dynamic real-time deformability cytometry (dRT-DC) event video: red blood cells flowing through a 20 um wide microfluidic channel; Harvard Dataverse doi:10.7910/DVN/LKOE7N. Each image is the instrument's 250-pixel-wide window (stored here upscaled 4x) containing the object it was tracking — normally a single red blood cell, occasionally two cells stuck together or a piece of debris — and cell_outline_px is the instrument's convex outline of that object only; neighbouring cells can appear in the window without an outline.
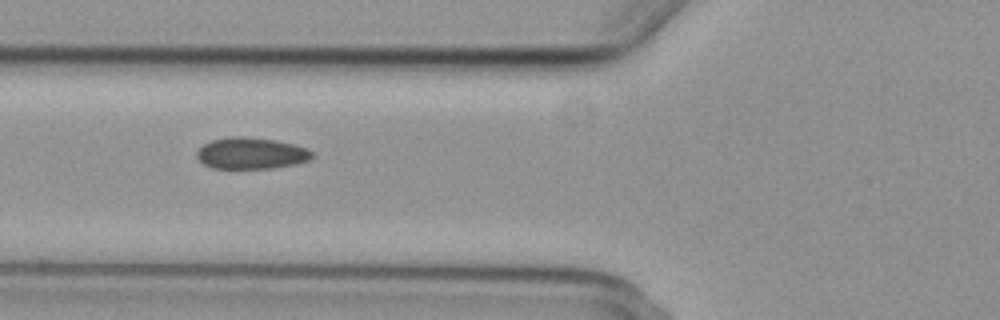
{"species": "common noctule bat (a hibernating species)", "species_latin": "Nyctalus noctula", "temperature_condition": "cold", "stored_images_in_passage": 9, "camera_frame_rate_fps": 3000, "um_per_image_px": 0.085, "animal": {"sex": "female", "body_mass_g": 29.2, "forearm_length_mm": 56.3}, "frame": {"image": 1, "passage_image": 6, "time_ms": 6.667, "image_size_px": [1000, 320], "cell_outline_px": [[312, 156], [308, 160], [296, 164], [272, 168], [212, 168], [204, 164], [196, 156], [196, 152], [204, 144], [212, 140], [232, 136], [244, 136], [276, 140], [308, 148], [312, 152]], "centroid_in_image_um": [21.34, 13.02], "position_along_channel_um": 104.5, "area_um2": 21.04}}
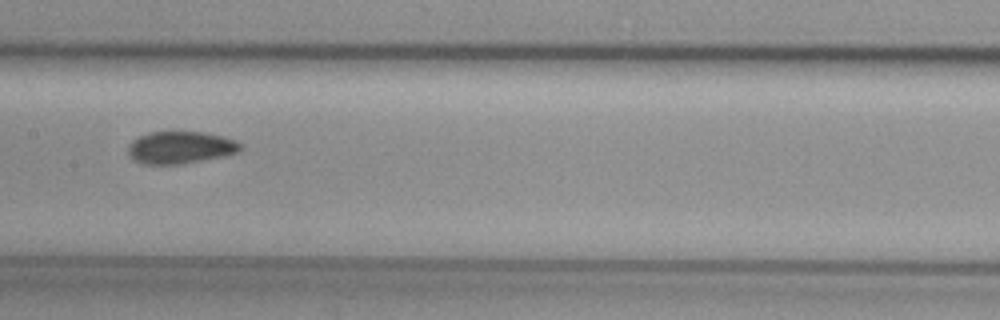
{"frame": {"image": 2, "passage_image": 8, "time_ms": 9.0, "image_size_px": [1000, 320], "cell_outline_px": [[240, 148], [236, 152], [224, 156], [184, 164], [140, 164], [132, 160], [128, 156], [128, 148], [132, 140], [148, 132], [204, 132], [224, 136], [236, 140], [240, 144]], "centroid_in_image_um": [15.29, 12.54], "position_along_channel_um": 192.1, "area_um2": 21.27}}
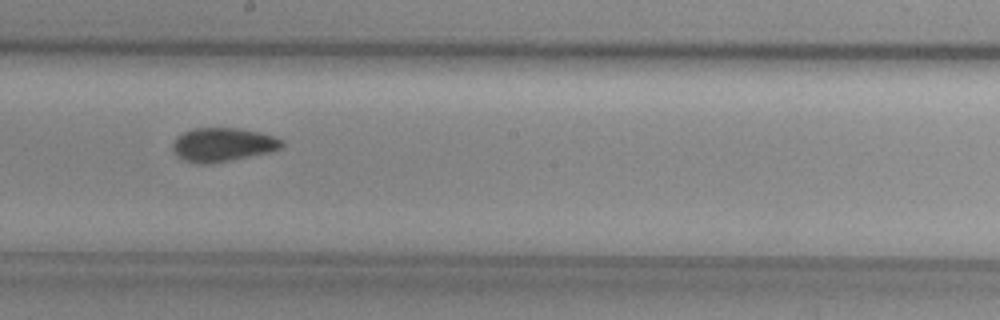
{"frame": {"image": 3, "passage_image": 9, "time_ms": 10.0, "image_size_px": [1000, 320], "cell_outline_px": [[284, 148], [272, 152], [212, 164], [196, 164], [184, 160], [172, 148], [172, 144], [176, 136], [192, 128], [240, 128], [272, 136], [284, 140]], "centroid_in_image_um": [18.96, 12.3], "position_along_channel_um": 229.2, "area_um2": 21.68}}